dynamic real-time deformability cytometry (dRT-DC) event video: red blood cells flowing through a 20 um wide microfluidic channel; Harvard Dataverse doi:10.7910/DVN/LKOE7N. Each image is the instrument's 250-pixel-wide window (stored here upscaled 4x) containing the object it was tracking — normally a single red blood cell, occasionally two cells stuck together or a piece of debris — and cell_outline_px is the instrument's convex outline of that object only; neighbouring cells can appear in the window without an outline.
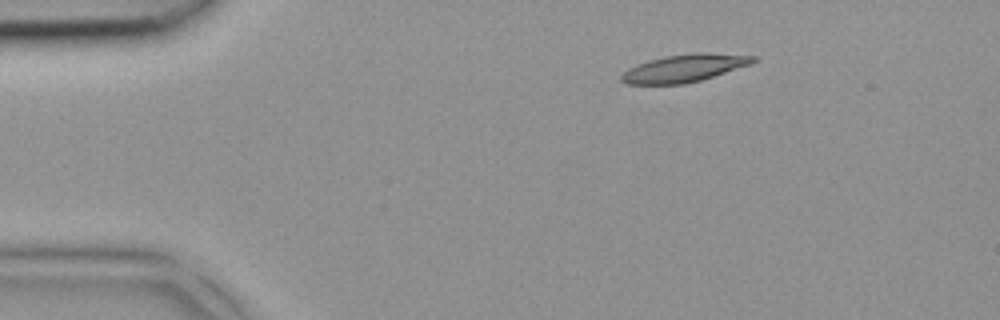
{"species": "common noctule bat (a hibernating species)", "species_latin": "Nyctalus noctula", "temperature_condition": "room temperature", "stored_images_in_passage": 3, "camera_frame_rate_fps": 3000, "um_per_image_px": 0.085, "animal": {"sex": "female", "body_mass_g": 18.4}, "frame": {"image": 1, "passage_image": 1, "time_ms": 0.0, "image_size_px": [1000, 320], "cell_outline_px": [[756, 60], [752, 64], [700, 80], [684, 84], [624, 84], [620, 80], [620, 76], [628, 68], [648, 60], [668, 56], [692, 52], [708, 52], [756, 56]], "centroid_in_image_um": [58.16, 5.79], "position_along_channel_um": 26.8, "area_um2": 21.21}}
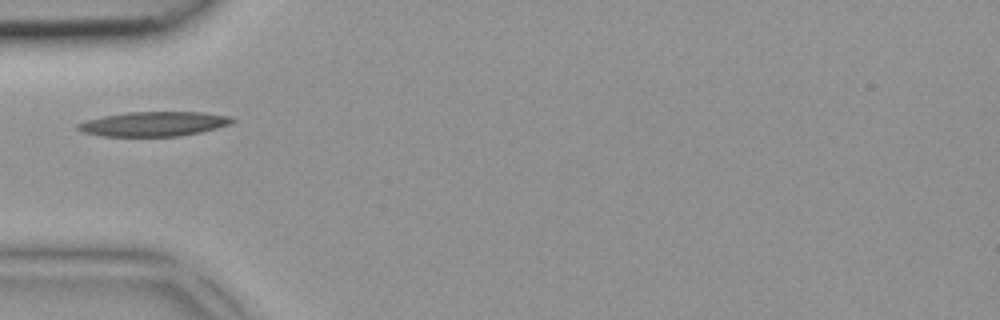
{"frame": {"image": 2, "passage_image": 3, "time_ms": 0.667, "image_size_px": [1000, 320], "cell_outline_px": [[236, 120], [232, 124], [200, 132], [180, 136], [100, 136], [80, 132], [76, 128], [76, 124], [88, 120], [104, 116], [128, 112], [204, 112], [232, 116]], "centroid_in_image_um": [13.09, 10.53], "position_along_channel_um": 71.9, "area_um2": 22.25}}